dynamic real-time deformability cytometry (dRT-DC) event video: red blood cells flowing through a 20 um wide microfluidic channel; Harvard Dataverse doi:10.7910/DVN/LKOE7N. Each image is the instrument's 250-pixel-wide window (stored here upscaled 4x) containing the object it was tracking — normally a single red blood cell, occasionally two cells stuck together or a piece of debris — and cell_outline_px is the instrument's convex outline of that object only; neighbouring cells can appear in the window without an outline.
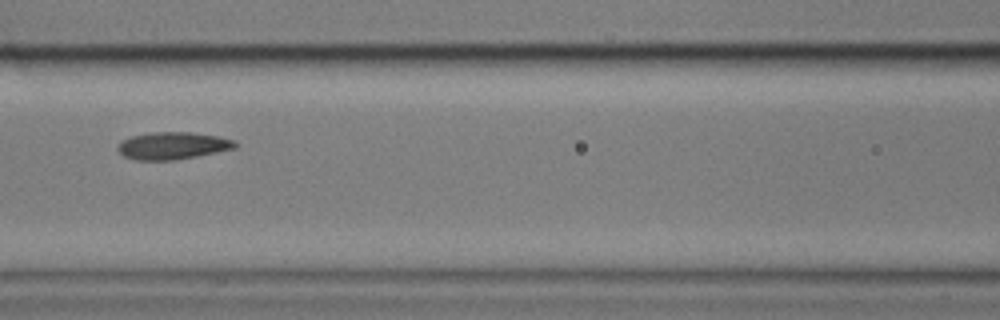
{"species": "common noctule bat (a hibernating species)", "species_latin": "Nyctalus noctula", "temperature_condition": "cold", "stored_images_in_passage": 12, "camera_frame_rate_fps": 3000, "um_per_image_px": 0.085, "animal": {"sex": "male", "body_mass_g": 17.9}, "frame": {"image": 1, "passage_image": 4, "time_ms": 3.667, "image_size_px": [1000, 320], "cell_outline_px": [[236, 148], [176, 160], [136, 160], [124, 156], [116, 148], [120, 140], [132, 136], [152, 132], [192, 132], [220, 136], [232, 140], [236, 144]], "centroid_in_image_um": [14.64, 12.38], "position_along_channel_um": 152.0, "area_um2": 18.67}}
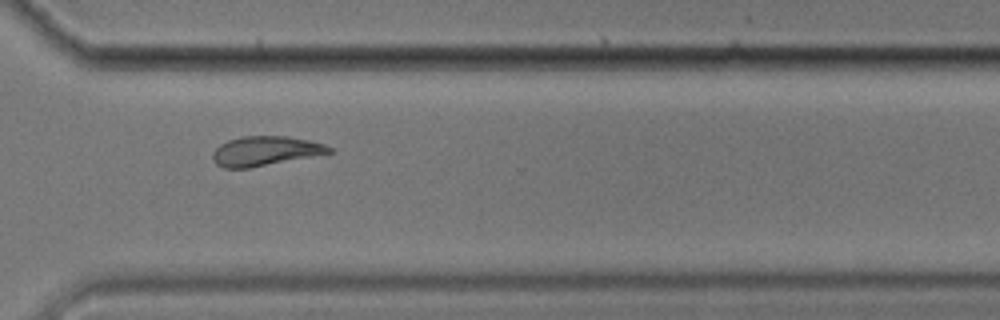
{"frame": {"image": 2, "passage_image": 10, "time_ms": 11.667, "image_size_px": [1000, 320], "cell_outline_px": [[332, 152], [248, 168], [224, 168], [216, 164], [212, 160], [212, 152], [220, 144], [228, 140], [244, 136], [284, 136], [308, 140], [324, 144], [332, 148]], "centroid_in_image_um": [22.48, 12.83], "position_along_channel_um": 348.1, "area_um2": 19.71}}
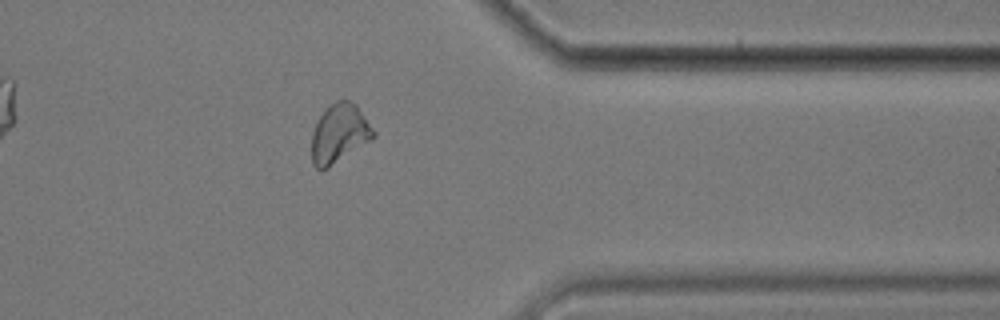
{"frame": {"image": 3, "passage_image": 11, "time_ms": 13.0, "image_size_px": [1000, 320], "cell_outline_px": [[376, 136], [372, 140], [328, 168], [316, 168], [312, 164], [312, 132], [320, 116], [336, 100], [348, 100], [356, 104], [376, 132]], "centroid_in_image_um": [28.87, 11.36], "position_along_channel_um": 382.5, "area_um2": 21.04}}